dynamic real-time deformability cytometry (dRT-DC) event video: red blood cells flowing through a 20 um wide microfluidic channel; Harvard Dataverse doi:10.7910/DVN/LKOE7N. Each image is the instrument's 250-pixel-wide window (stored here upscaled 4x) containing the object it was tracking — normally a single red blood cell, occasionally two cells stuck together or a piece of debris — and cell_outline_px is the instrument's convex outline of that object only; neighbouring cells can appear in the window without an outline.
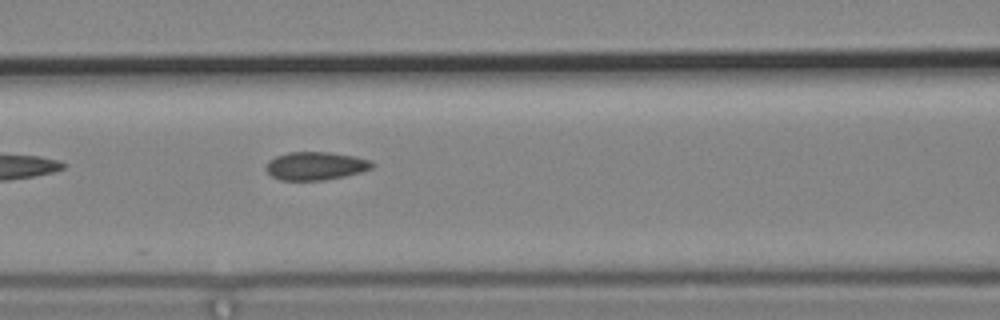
{"species": "common noctule bat (a hibernating species)", "species_latin": "Nyctalus noctula", "temperature_condition": "cold", "stored_images_in_passage": 3, "camera_frame_rate_fps": 3000, "um_per_image_px": 0.085, "animal": {"sex": "male", "body_mass_g": 19.2, "forearm_length_mm": 51.8}, "frame": {"image": 1, "passage_image": 3, "time_ms": 0.667, "image_size_px": [1000, 320], "cell_outline_px": [[372, 168], [360, 172], [344, 176], [324, 180], [280, 180], [272, 176], [264, 168], [268, 160], [276, 156], [288, 152], [332, 152], [356, 156], [368, 160], [372, 164]], "centroid_in_image_um": [26.78, 14.09], "position_along_channel_um": 139.8, "area_um2": 17.4}}